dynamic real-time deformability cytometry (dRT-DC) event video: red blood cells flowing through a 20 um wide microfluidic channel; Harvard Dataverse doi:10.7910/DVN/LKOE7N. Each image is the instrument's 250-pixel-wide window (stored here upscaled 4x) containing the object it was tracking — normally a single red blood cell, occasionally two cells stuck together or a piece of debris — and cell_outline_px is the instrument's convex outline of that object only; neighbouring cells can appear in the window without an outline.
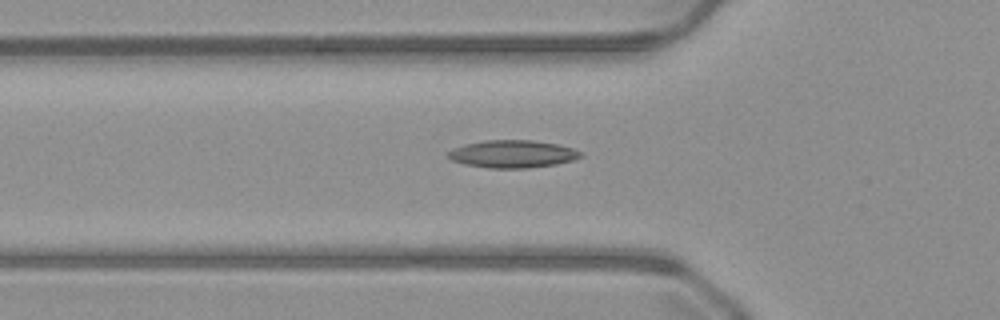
{"species": "common noctule bat (a hibernating species)", "species_latin": "Nyctalus noctula", "temperature_condition": "warm", "stored_images_in_passage": 36, "camera_frame_rate_fps": 3000, "um_per_image_px": 0.085, "animal": {"sex": "male", "body_mass_g": 23.1, "forearm_length_mm": 52.7}, "frame": {"image": 1, "passage_image": 5, "time_ms": 1.333, "image_size_px": [1000, 320], "cell_outline_px": [[576, 156], [568, 160], [548, 164], [472, 164], [456, 160], [452, 156], [464, 148], [476, 144], [504, 140], [516, 140], [552, 144], [568, 148], [576, 152]], "centroid_in_image_um": [43.7, 13.02], "position_along_channel_um": 82.1, "area_um2": 16.7}}
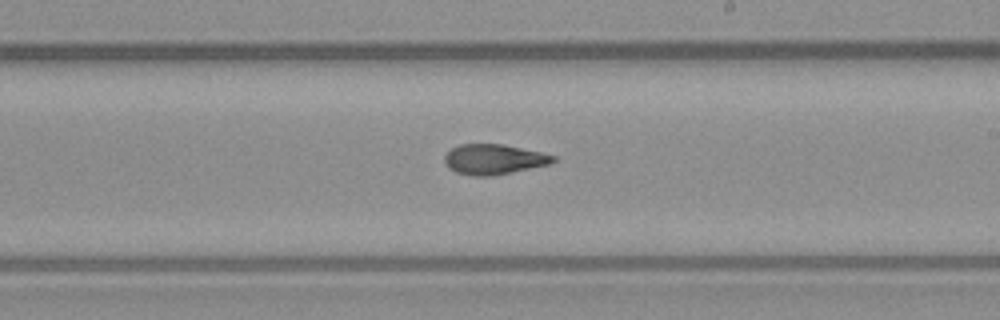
{"frame": {"image": 2, "passage_image": 17, "time_ms": 5.333, "image_size_px": [1000, 320], "cell_outline_px": [[552, 160], [544, 164], [504, 172], [460, 172], [452, 168], [448, 164], [448, 152], [456, 148], [468, 144], [496, 144], [516, 148], [552, 156]], "centroid_in_image_um": [41.94, 13.47], "position_along_channel_um": 247.1, "area_um2": 16.13}}
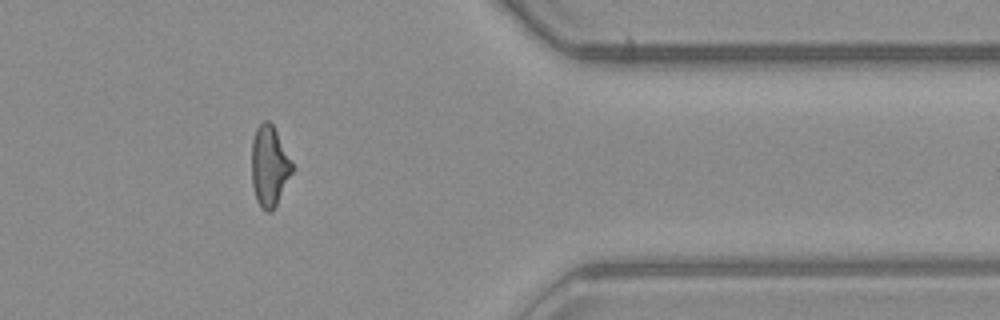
{"frame": {"image": 3, "passage_image": 29, "time_ms": 9.333, "image_size_px": [1000, 320], "cell_outline_px": [[292, 172], [272, 208], [264, 208], [260, 204], [256, 196], [252, 180], [252, 148], [256, 132], [264, 124], [272, 124], [292, 164]], "centroid_in_image_um": [22.89, 14.11], "position_along_channel_um": 388.5, "area_um2": 17.22}}